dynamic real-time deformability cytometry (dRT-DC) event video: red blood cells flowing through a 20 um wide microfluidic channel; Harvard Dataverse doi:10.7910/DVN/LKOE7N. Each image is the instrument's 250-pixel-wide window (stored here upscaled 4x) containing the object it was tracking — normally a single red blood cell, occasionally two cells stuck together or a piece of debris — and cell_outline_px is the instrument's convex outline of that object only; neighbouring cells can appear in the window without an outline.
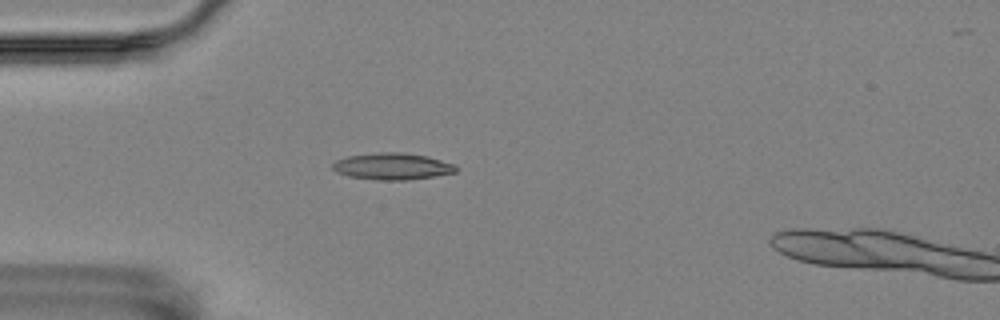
{"species": "Egyptian fruit bat (a non-hibernating species)", "species_latin": "Rousettus aegyptiacus", "temperature_condition": "room temperature", "stored_images_in_passage": 45, "camera_frame_rate_fps": 3000, "um_per_image_px": 0.085, "animal": {"sex": "female"}, "frame": {"image": 1, "passage_image": 6, "time_ms": 1.667, "image_size_px": [1000, 320], "cell_outline_px": [[456, 172], [408, 180], [380, 180], [348, 176], [336, 172], [332, 168], [332, 164], [336, 160], [348, 156], [380, 152], [400, 152], [428, 156], [456, 164]], "centroid_in_image_um": [33.34, 14.13], "position_along_channel_um": 51.7, "area_um2": 19.13}}
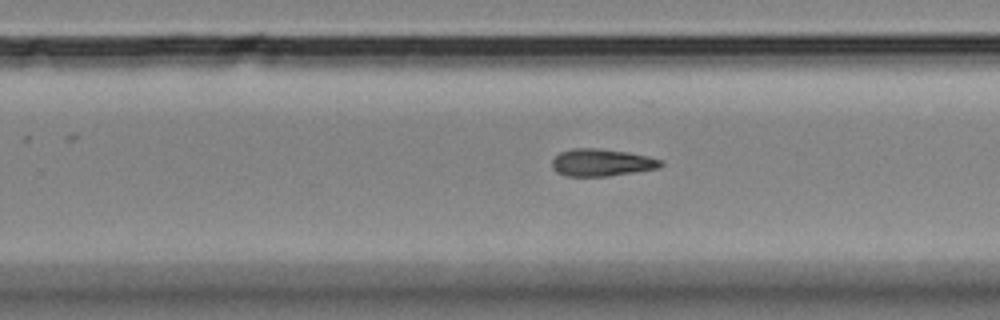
{"frame": {"image": 2, "passage_image": 26, "time_ms": 8.333, "image_size_px": [1000, 320], "cell_outline_px": [[664, 164], [660, 168], [636, 172], [608, 176], [564, 176], [556, 172], [552, 168], [552, 160], [560, 152], [572, 148], [596, 148], [624, 152], [648, 156], [660, 160]], "centroid_in_image_um": [51.12, 13.83], "position_along_channel_um": 278.7, "area_um2": 17.28}}
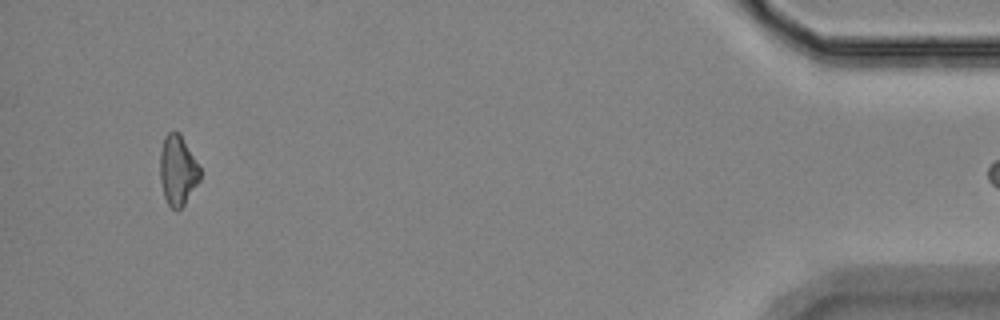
{"frame": {"image": 3, "passage_image": 44, "time_ms": 14.333, "image_size_px": [1000, 320], "cell_outline_px": [[200, 180], [184, 204], [176, 212], [168, 204], [164, 196], [160, 180], [160, 152], [164, 136], [168, 132], [180, 132], [200, 168]], "centroid_in_image_um": [15.09, 14.47], "position_along_channel_um": 420.1, "area_um2": 16.3}}